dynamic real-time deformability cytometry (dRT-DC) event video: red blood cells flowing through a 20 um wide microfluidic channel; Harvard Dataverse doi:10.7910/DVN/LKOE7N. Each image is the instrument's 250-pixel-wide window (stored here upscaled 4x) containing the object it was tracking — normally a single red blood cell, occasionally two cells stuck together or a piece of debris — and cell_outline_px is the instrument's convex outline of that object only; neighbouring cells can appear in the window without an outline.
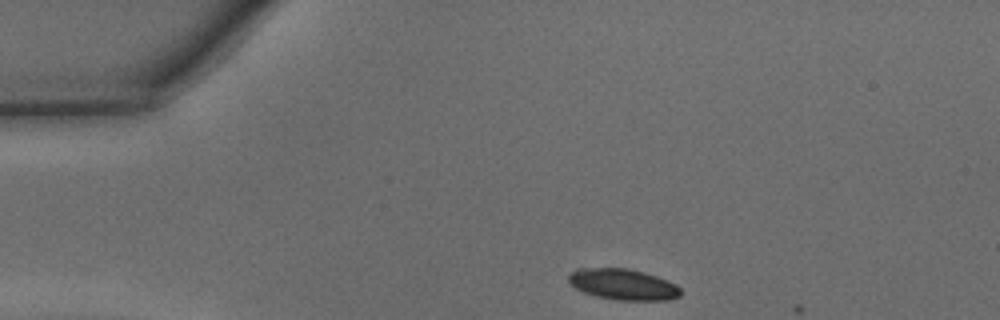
{"species": "common noctule bat (a hibernating species)", "species_latin": "Nyctalus noctula", "temperature_condition": "warm", "stored_images_in_passage": 5, "camera_frame_rate_fps": 3000, "um_per_image_px": 0.085, "animal": {"sex": "male", "body_mass_g": 15.6}, "frame": {"image": 1, "passage_image": 1, "time_ms": 0.0, "image_size_px": [1000, 320], "cell_outline_px": [[680, 296], [668, 300], [616, 300], [596, 296], [584, 292], [576, 288], [568, 280], [568, 276], [576, 268], [624, 268], [644, 272], [656, 276], [676, 284], [680, 288]], "centroid_in_image_um": [52.96, 24.17], "position_along_channel_um": 32.0, "area_um2": 20.11}}